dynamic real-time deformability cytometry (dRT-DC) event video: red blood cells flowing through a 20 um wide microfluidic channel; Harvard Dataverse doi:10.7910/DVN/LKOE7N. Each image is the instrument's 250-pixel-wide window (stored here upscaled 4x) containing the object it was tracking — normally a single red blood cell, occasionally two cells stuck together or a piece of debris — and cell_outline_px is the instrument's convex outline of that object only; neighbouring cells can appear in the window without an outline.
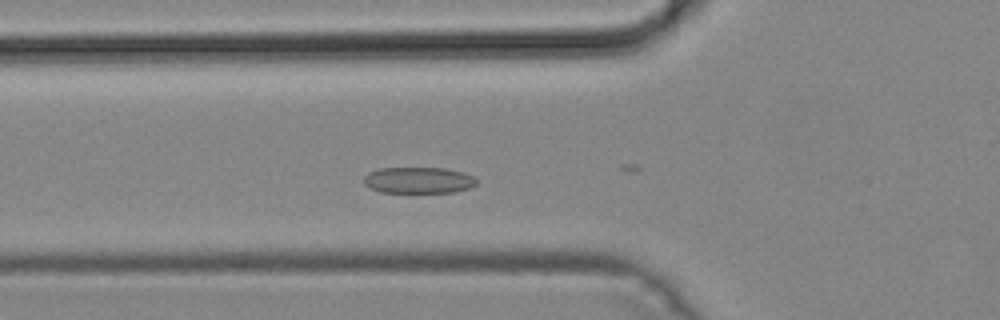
{"species": "common noctule bat (a hibernating species)", "species_latin": "Nyctalus noctula", "temperature_condition": "cold", "stored_images_in_passage": 23, "camera_frame_rate_fps": 3000, "um_per_image_px": 0.085, "animal": {"sex": "male", "body_mass_g": 19.2, "forearm_length_mm": 51.8}, "frame": {"image": 1, "passage_image": 2, "time_ms": 0.333, "image_size_px": [1000, 320], "cell_outline_px": [[476, 184], [468, 188], [452, 192], [380, 192], [368, 188], [364, 184], [364, 176], [368, 172], [380, 168], [444, 168], [460, 172], [472, 176], [476, 180]], "centroid_in_image_um": [35.5, 15.32], "position_along_channel_um": 90.3, "area_um2": 17.11}}
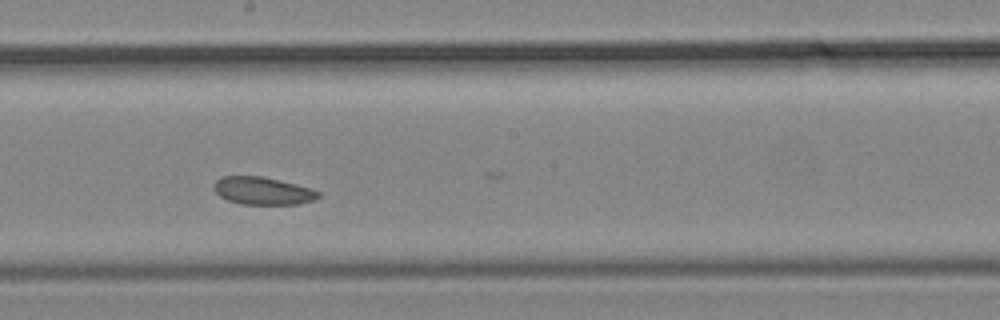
{"frame": {"image": 2, "passage_image": 12, "time_ms": 3.667, "image_size_px": [1000, 320], "cell_outline_px": [[320, 196], [312, 200], [296, 204], [240, 204], [228, 200], [220, 196], [216, 192], [216, 180], [220, 176], [260, 176], [312, 188], [320, 192]], "centroid_in_image_um": [22.34, 16.22], "position_along_channel_um": 225.9, "area_um2": 16.53}}
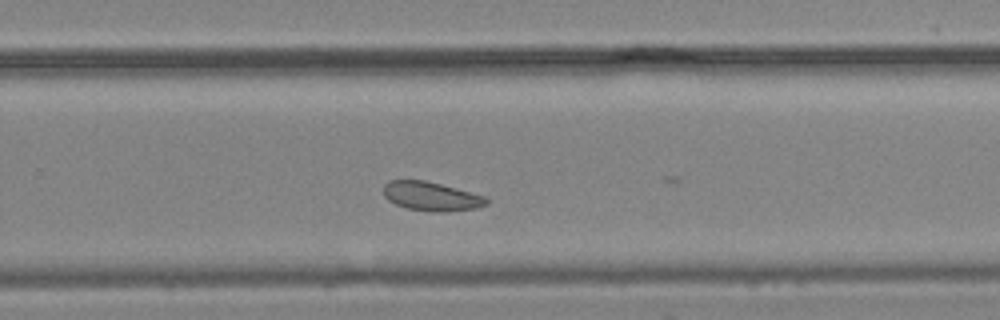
{"frame": {"image": 3, "passage_image": 17, "time_ms": 5.333, "image_size_px": [1000, 320], "cell_outline_px": [[488, 204], [476, 208], [448, 212], [428, 212], [408, 208], [396, 204], [388, 200], [384, 196], [384, 184], [388, 180], [424, 180], [488, 196]], "centroid_in_image_um": [36.69, 16.69], "position_along_channel_um": 293.1, "area_um2": 17.57}}